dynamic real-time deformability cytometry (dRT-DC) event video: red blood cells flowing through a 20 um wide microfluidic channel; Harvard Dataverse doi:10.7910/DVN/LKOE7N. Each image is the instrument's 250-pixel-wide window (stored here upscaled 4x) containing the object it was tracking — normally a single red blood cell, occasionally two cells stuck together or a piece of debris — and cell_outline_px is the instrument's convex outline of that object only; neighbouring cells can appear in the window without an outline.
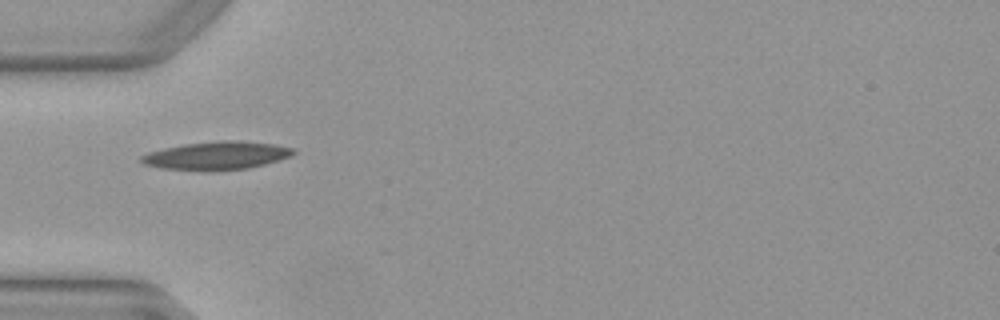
{"species": "Egyptian fruit bat (a non-hibernating species)", "species_latin": "Rousettus aegyptiacus", "temperature_condition": "warm", "stored_images_in_passage": 9, "camera_frame_rate_fps": 3000, "um_per_image_px": 0.085, "animal": {"sex": "female"}, "frame": {"image": 1, "passage_image": 1, "time_ms": 0.0, "image_size_px": [1000, 320], "cell_outline_px": [[296, 152], [292, 156], [264, 164], [248, 168], [204, 172], [160, 168], [144, 164], [140, 160], [140, 156], [148, 152], [164, 148], [184, 144], [220, 140], [236, 140], [276, 144], [292, 148]], "centroid_in_image_um": [18.39, 13.23], "position_along_channel_um": 66.6, "area_um2": 25.26}}
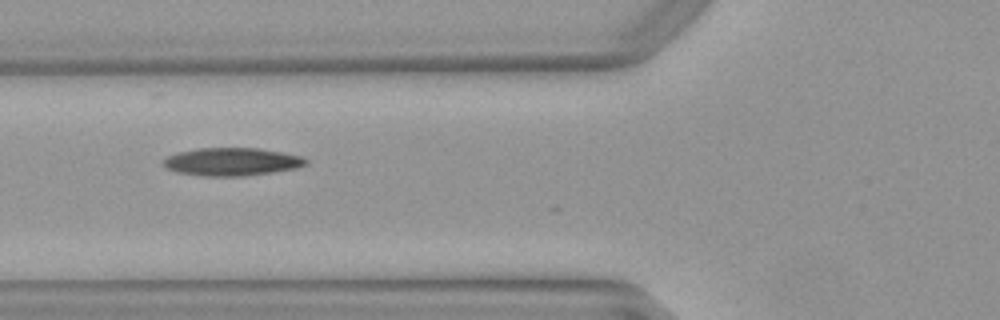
{"frame": {"image": 2, "passage_image": 4, "time_ms": 1.0, "image_size_px": [1000, 320], "cell_outline_px": [[308, 164], [296, 168], [272, 172], [244, 176], [204, 176], [176, 172], [168, 168], [164, 164], [164, 160], [168, 156], [176, 152], [196, 148], [260, 148], [304, 156], [308, 160]], "centroid_in_image_um": [19.74, 13.74], "position_along_channel_um": 106.1, "area_um2": 23.29}}
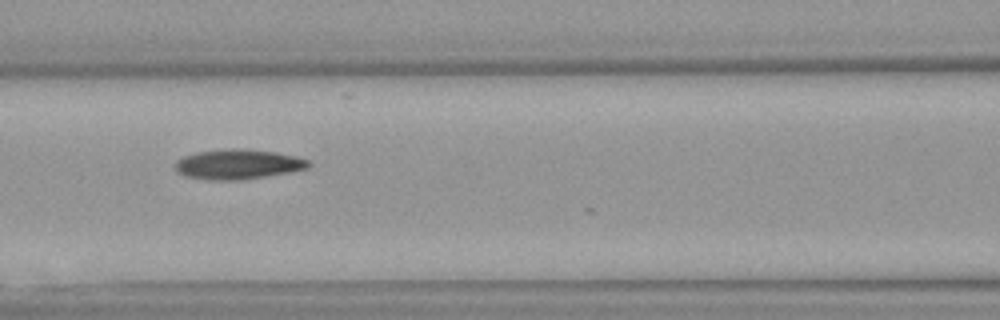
{"frame": {"image": 3, "passage_image": 7, "time_ms": 2.0, "image_size_px": [1000, 320], "cell_outline_px": [[312, 164], [308, 168], [288, 172], [240, 180], [208, 180], [184, 176], [176, 172], [176, 160], [184, 156], [196, 152], [232, 148], [236, 148], [276, 152], [308, 160]], "centroid_in_image_um": [20.18, 13.97], "position_along_channel_um": 146.4, "area_um2": 23.06}}